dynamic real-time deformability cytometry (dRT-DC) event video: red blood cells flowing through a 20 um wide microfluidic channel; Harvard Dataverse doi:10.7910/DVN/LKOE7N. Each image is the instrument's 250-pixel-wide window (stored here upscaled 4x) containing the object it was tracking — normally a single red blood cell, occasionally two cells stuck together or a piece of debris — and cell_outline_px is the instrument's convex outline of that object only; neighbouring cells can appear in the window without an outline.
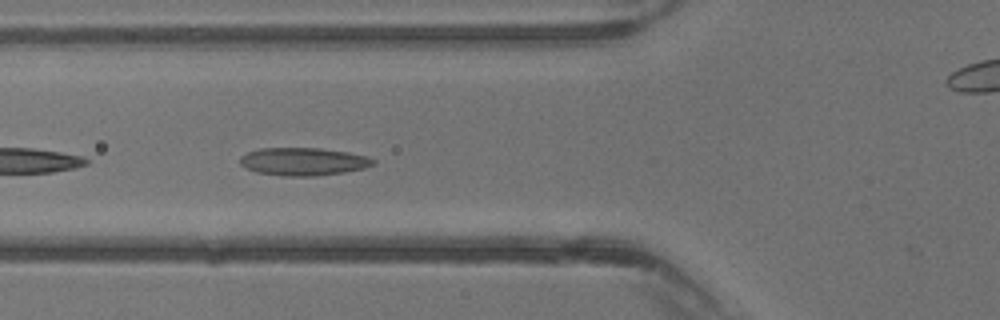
{"species": "common noctule bat (a hibernating species)", "species_latin": "Nyctalus noctula", "temperature_condition": "warm", "stored_images_in_passage": 16, "camera_frame_rate_fps": 3000, "um_per_image_px": 0.085, "animal": {"sex": "male", "body_mass_g": 13.3}, "frame": {"image": 1, "passage_image": 15, "time_ms": 4.667, "image_size_px": [1000, 320], "cell_outline_px": [[376, 164], [364, 168], [344, 172], [316, 176], [284, 176], [256, 172], [240, 164], [240, 156], [248, 152], [260, 148], [320, 148], [348, 152], [368, 156], [376, 160]], "centroid_in_image_um": [25.81, 13.73], "position_along_channel_um": 100.0, "area_um2": 21.68}}